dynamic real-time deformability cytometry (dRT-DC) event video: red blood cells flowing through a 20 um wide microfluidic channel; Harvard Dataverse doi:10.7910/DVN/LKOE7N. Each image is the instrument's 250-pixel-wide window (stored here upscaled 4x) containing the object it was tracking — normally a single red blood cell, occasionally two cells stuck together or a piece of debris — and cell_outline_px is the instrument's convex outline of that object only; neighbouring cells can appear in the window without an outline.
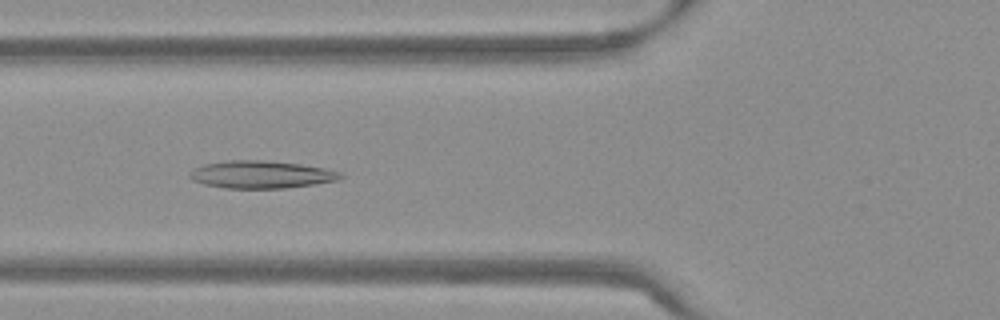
{"species": "Egyptian fruit bat (a non-hibernating species)", "species_latin": "Rousettus aegyptiacus", "temperature_condition": "warm", "stored_images_in_passage": 53, "camera_frame_rate_fps": 3000, "um_per_image_px": 0.085, "frame": {"image": 1, "passage_image": 20, "time_ms": 6.333, "image_size_px": [1000, 320], "cell_outline_px": [[344, 176], [340, 180], [284, 188], [224, 188], [204, 184], [192, 180], [188, 176], [188, 172], [192, 168], [204, 164], [228, 160], [264, 160], [300, 164], [324, 168], [340, 172]], "centroid_in_image_um": [22.16, 14.83], "position_along_channel_um": 103.6, "area_um2": 24.28}}
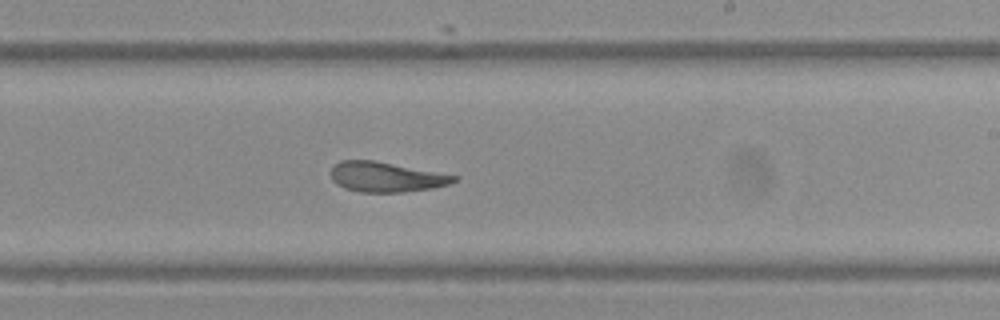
{"frame": {"image": 2, "passage_image": 32, "time_ms": 10.333, "image_size_px": [1000, 320], "cell_outline_px": [[460, 176], [456, 180], [448, 184], [432, 188], [404, 192], [360, 192], [344, 188], [332, 180], [332, 168], [340, 160], [376, 160]], "centroid_in_image_um": [32.84, 15.03], "position_along_channel_um": 256.2, "area_um2": 21.5}}
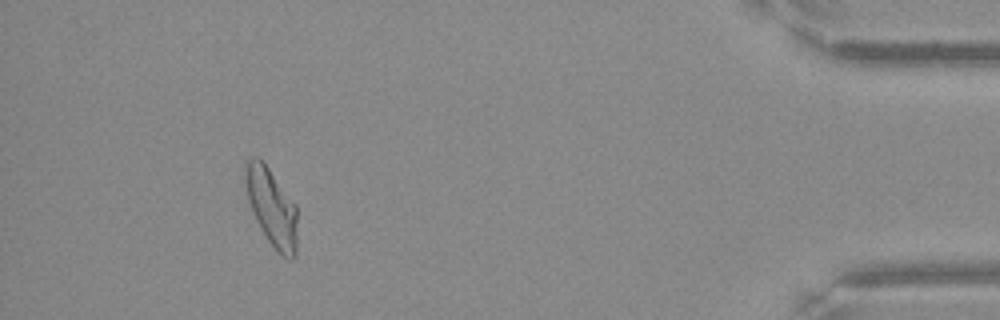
{"frame": {"image": 3, "passage_image": 49, "time_ms": 16.0, "image_size_px": [1000, 320], "cell_outline_px": [[296, 256], [292, 260], [288, 260], [280, 256], [276, 252], [260, 228], [252, 212], [248, 200], [244, 184], [244, 160], [252, 156], [260, 156], [296, 204]], "centroid_in_image_um": [23.06, 17.58], "position_along_channel_um": 412.1, "area_um2": 24.22}, "authors_computed_cell_mechanics": {"area_um2": 23.8136, "velocity_mm_per_s": 3.8036, "shape_relaxation_time_tau1_ms": null, "shape_relaxation_time_tau2_ms": 2.1045, "deformation_change_tau1": null, "deformation_change_tau2": 0.1023}}